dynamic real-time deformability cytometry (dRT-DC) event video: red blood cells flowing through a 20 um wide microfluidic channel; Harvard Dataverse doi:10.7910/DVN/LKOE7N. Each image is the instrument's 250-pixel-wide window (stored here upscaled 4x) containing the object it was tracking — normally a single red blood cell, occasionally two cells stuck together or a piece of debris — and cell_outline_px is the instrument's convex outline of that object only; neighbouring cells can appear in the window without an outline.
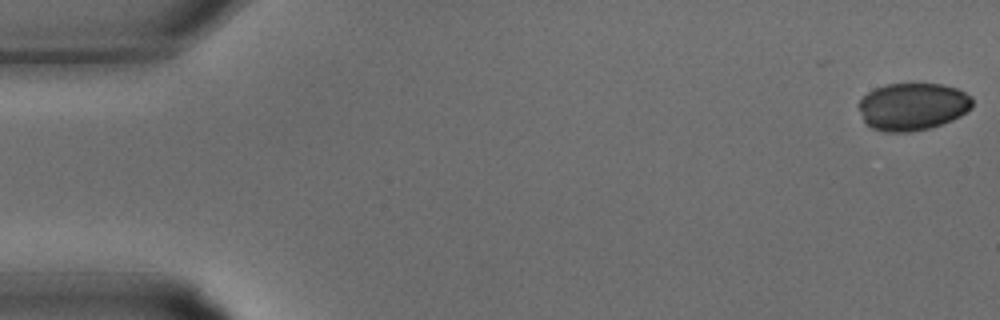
{"species": "common noctule bat (a hibernating species)", "species_latin": "Nyctalus noctula", "temperature_condition": "warm", "stored_images_in_passage": 10, "camera_frame_rate_fps": 3000, "um_per_image_px": 0.085, "animal": {"sex": "male", "body_mass_g": 15.6}, "frame": {"image": 1, "passage_image": 1, "time_ms": 0.0, "image_size_px": [1000, 320], "cell_outline_px": [[972, 108], [960, 116], [952, 120], [928, 128], [908, 132], [884, 132], [872, 128], [864, 120], [856, 104], [868, 92], [884, 84], [944, 84], [956, 88], [972, 96]], "centroid_in_image_um": [77.57, 9.05], "position_along_channel_um": 7.4, "area_um2": 31.44}}
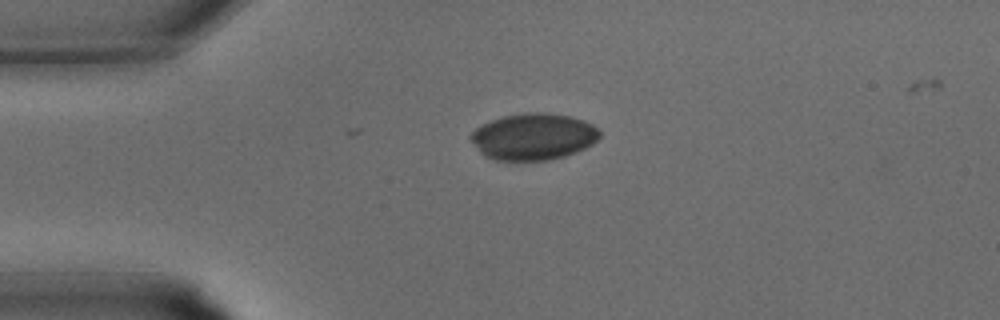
{"frame": {"image": 2, "passage_image": 8, "time_ms": 2.333, "image_size_px": [1000, 320], "cell_outline_px": [[600, 136], [592, 144], [584, 148], [564, 156], [548, 160], [496, 160], [484, 156], [480, 152], [468, 136], [476, 128], [492, 120], [504, 116], [524, 112], [548, 112], [572, 116], [584, 120], [592, 124], [600, 132]], "centroid_in_image_um": [45.34, 11.6], "position_along_channel_um": 39.7, "area_um2": 34.97}}